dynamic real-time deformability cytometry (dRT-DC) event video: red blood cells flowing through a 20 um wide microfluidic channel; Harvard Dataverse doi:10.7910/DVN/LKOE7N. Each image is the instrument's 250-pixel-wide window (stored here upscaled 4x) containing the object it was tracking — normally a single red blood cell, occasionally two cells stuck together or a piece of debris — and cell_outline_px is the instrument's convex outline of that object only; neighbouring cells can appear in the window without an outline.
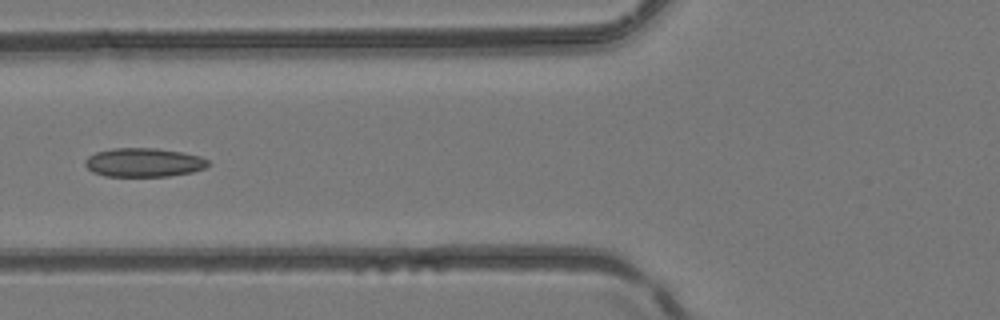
{"species": "common noctule bat (a hibernating species)", "species_latin": "Nyctalus noctula", "temperature_condition": "room temperature", "stored_images_in_passage": 4, "camera_frame_rate_fps": 3000, "um_per_image_px": 0.085, "animal": {"sex": "female", "body_mass_g": 24.6, "forearm_length_mm": 56.2}, "frame": {"image": 1, "passage_image": 4, "time_ms": 1.0, "image_size_px": [1000, 320], "cell_outline_px": [[212, 164], [204, 168], [192, 172], [168, 176], [104, 176], [92, 172], [84, 164], [84, 160], [88, 156], [96, 152], [112, 148], [156, 148], [184, 152], [200, 156], [208, 160]], "centroid_in_image_um": [12.22, 13.8], "position_along_channel_um": 113.6, "area_um2": 20.87}}